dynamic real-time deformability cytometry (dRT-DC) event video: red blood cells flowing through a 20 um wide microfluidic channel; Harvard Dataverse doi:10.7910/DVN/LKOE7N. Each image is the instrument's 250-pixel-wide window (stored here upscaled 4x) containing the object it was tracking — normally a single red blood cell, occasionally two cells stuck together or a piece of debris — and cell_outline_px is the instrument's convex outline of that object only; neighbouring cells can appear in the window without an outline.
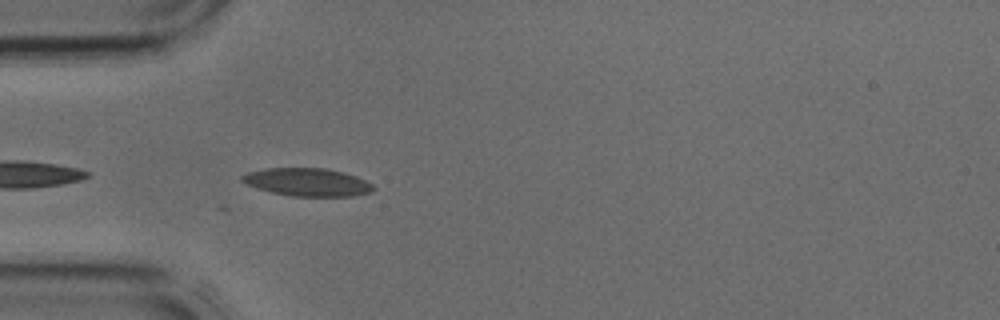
{"species": "common noctule bat (a hibernating species)", "species_latin": "Nyctalus noctula", "temperature_condition": "cold", "stored_images_in_passage": 31, "camera_frame_rate_fps": 3000, "um_per_image_px": 0.085, "animal": {"sex": "male", "body_mass_g": 17.9, "forearm_length_mm": 54.2}, "frame": {"image": 1, "passage_image": 12, "time_ms": 3.667, "image_size_px": [1000, 320], "cell_outline_px": [[376, 188], [372, 192], [352, 196], [292, 196], [272, 192], [248, 184], [240, 180], [240, 176], [248, 172], [264, 168], [324, 168], [344, 172], [356, 176], [372, 184]], "centroid_in_image_um": [26.15, 15.47], "position_along_channel_um": 58.8, "area_um2": 21.27}}